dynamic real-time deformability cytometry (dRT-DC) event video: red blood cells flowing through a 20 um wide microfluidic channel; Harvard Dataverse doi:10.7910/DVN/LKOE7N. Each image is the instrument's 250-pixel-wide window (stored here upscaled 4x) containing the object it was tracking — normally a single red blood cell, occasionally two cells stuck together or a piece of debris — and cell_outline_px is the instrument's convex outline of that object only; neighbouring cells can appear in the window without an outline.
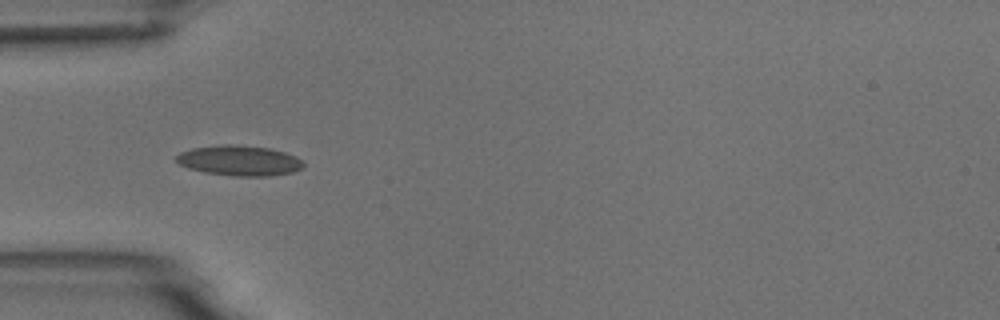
{"species": "common noctule bat (a hibernating species)", "species_latin": "Nyctalus noctula", "temperature_condition": "room temperature", "stored_images_in_passage": 6, "camera_frame_rate_fps": 3000, "um_per_image_px": 0.085, "animal": {"sex": "male", "body_mass_g": 18.8}, "frame": {"image": 1, "passage_image": 5, "time_ms": 5.333, "image_size_px": [1000, 320], "cell_outline_px": [[304, 168], [292, 172], [268, 176], [232, 176], [204, 172], [188, 168], [180, 164], [176, 160], [176, 156], [180, 152], [192, 148], [224, 144], [236, 144], [268, 148], [284, 152], [296, 156], [304, 164]], "centroid_in_image_um": [20.34, 13.65], "position_along_channel_um": 64.7, "area_um2": 22.43}}